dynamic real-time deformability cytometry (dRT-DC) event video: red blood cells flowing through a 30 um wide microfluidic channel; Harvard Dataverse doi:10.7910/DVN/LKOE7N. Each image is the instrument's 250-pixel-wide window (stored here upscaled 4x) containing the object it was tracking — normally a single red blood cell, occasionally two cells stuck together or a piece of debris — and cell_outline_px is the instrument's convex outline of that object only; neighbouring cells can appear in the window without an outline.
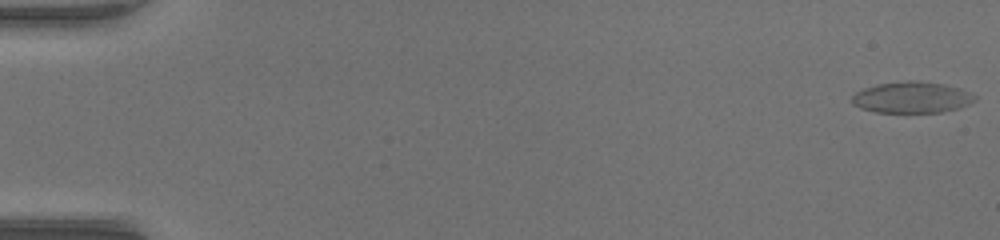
{"species": "common noctule bat (a hibernating species)", "species_latin": "Nyctalus noctula", "temperature_condition": "warm", "stored_images_in_passage": 52, "camera_frame_rate_fps": 3000, "um_per_image_px": 0.085, "animal": {"sex": "female", "body_mass_g": 17.0, "forearm_length_mm": 48.0}, "frame": {"image": 1, "passage_image": 1, "time_ms": 0.0, "image_size_px": [1000, 240], "cell_outline_px": [[976, 100], [968, 104], [956, 108], [940, 112], [876, 112], [860, 108], [852, 104], [852, 96], [856, 92], [864, 88], [880, 84], [908, 80], [916, 80], [944, 84], [960, 88], [976, 96]], "centroid_in_image_um": [77.49, 8.27], "position_along_channel_um": 7.5, "area_um2": 22.2}}
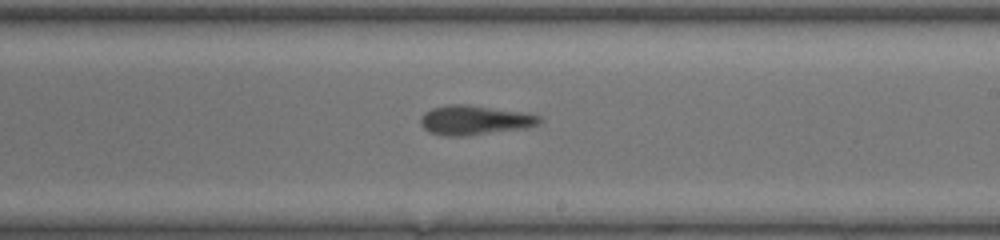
{"frame": {"image": 2, "passage_image": 32, "time_ms": 10.333, "image_size_px": [1000, 240], "cell_outline_px": [[544, 120], [540, 124], [528, 128], [464, 136], [444, 136], [428, 132], [420, 124], [420, 116], [424, 112], [432, 108], [448, 104], [468, 104], [528, 112], [540, 116]], "centroid_in_image_um": [40.38, 10.2], "position_along_channel_um": 248.6, "area_um2": 20.98}}
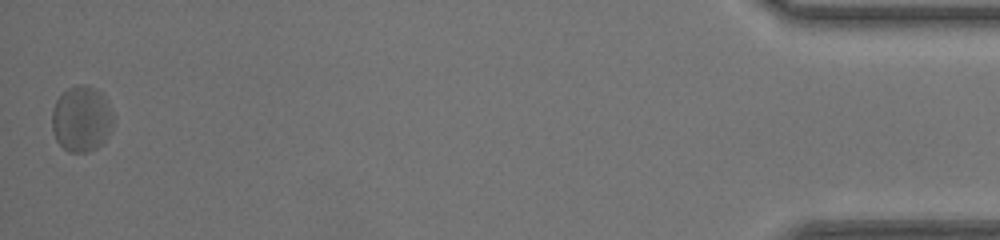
{"frame": {"image": 3, "passage_image": 52, "time_ms": 17.0, "image_size_px": [1000, 240], "cell_outline_px": [[116, 116], [112, 128], [104, 140], [96, 148], [88, 152], [68, 152], [56, 140], [52, 128], [52, 112], [56, 100], [68, 88], [76, 84], [88, 84], [96, 88], [104, 96]], "centroid_in_image_um": [6.96, 10.08], "position_along_channel_um": 428.2, "area_um2": 23.81}, "authors_computed_cell_mechanics": {"area_um2": 21.0103, "velocity_mm_per_s": 4.0457, "shape_relaxation_time_tau1_ms": 7.5506, "shape_relaxation_time_tau2_ms": 4.1496, "deformation_change_tau1": 0.1916, "deformation_change_tau2": 0.147}}